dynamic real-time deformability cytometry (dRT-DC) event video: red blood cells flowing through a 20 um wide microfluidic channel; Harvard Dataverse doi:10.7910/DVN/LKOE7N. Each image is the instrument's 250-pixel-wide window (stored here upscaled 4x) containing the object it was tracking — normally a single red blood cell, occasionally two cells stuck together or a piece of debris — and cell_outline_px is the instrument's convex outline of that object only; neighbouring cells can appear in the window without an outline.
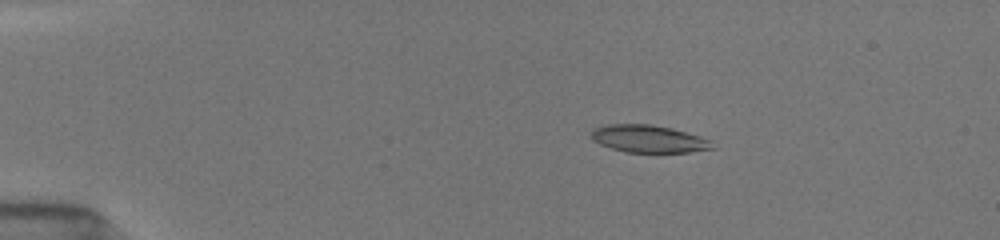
{"species": "common noctule bat (a hibernating species)", "species_latin": "Nyctalus noctula", "temperature_condition": "room temperature", "stored_images_in_passage": 15, "camera_frame_rate_fps": 3000, "um_per_image_px": 0.085, "animal": {"sex": "female", "body_mass_g": 19.5, "forearm_length_mm": 54.1}, "frame": {"image": 1, "passage_image": 4, "time_ms": 2.0, "image_size_px": [1000, 240], "cell_outline_px": [[716, 148], [688, 152], [624, 152], [600, 144], [592, 140], [592, 128], [604, 124], [648, 124], [672, 128], [708, 140]], "centroid_in_image_um": [55.06, 11.8], "position_along_channel_um": 29.9, "area_um2": 19.13}}
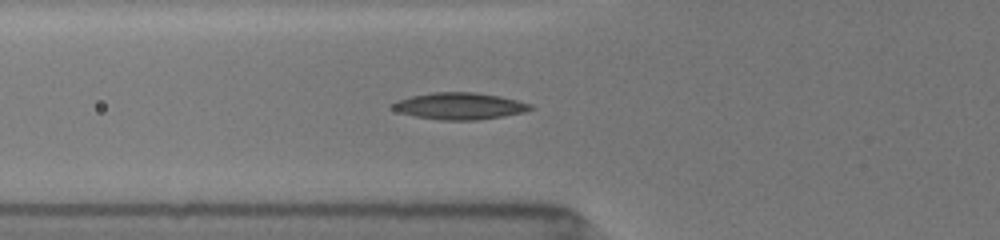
{"frame": {"image": 2, "passage_image": 11, "time_ms": 5.333, "image_size_px": [1000, 240], "cell_outline_px": [[532, 108], [524, 112], [504, 116], [476, 120], [440, 120], [416, 116], [400, 112], [392, 108], [388, 104], [412, 96], [432, 92], [476, 92], [500, 96], [532, 104]], "centroid_in_image_um": [39.07, 9.01], "position_along_channel_um": 86.7, "area_um2": 21.39}}
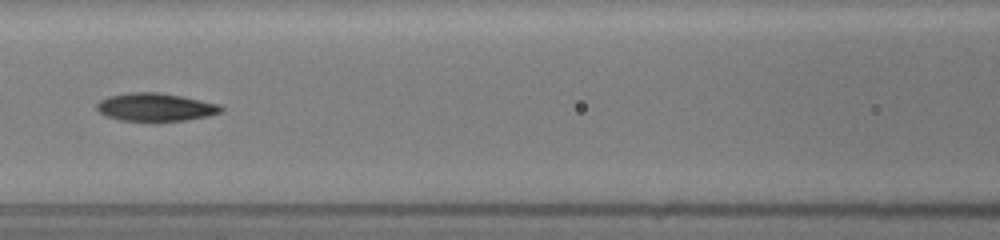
{"frame": {"image": 3, "passage_image": 14, "time_ms": 7.0, "image_size_px": [1000, 240], "cell_outline_px": [[224, 108], [220, 112], [208, 116], [184, 120], [120, 120], [108, 116], [100, 112], [96, 108], [96, 104], [100, 100], [108, 96], [128, 92], [160, 92], [220, 104]], "centroid_in_image_um": [13.2, 9.09], "position_along_channel_um": 153.4, "area_um2": 20.0}}